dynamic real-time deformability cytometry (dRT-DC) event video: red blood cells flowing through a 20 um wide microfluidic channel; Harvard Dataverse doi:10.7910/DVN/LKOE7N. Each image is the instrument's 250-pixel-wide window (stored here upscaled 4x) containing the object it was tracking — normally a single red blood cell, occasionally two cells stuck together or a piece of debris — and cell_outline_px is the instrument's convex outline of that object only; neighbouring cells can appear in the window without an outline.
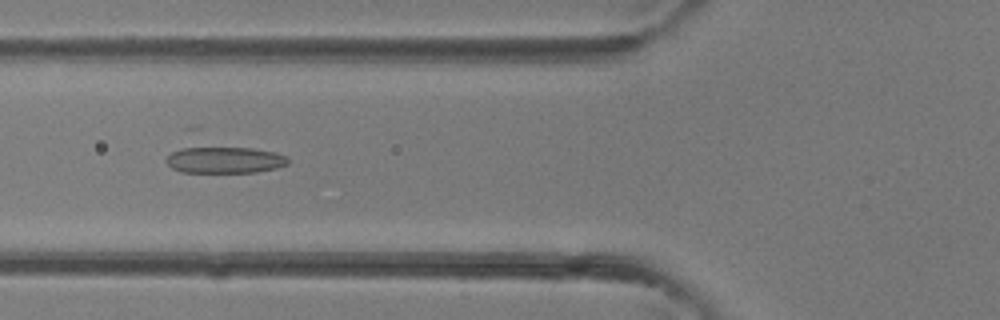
{"species": "common noctule bat (a hibernating species)", "species_latin": "Nyctalus noctula", "temperature_condition": "room temperature", "stored_images_in_passage": 11, "camera_frame_rate_fps": 3000, "um_per_image_px": 0.085, "animal": {"sex": "female"}, "frame": {"image": 1, "passage_image": 5, "time_ms": 1.333, "image_size_px": [1000, 320], "cell_outline_px": [[288, 164], [276, 168], [256, 172], [180, 172], [172, 168], [164, 160], [184, 128], [200, 124], [288, 156]], "centroid_in_image_um": [18.69, 13.02], "position_along_channel_um": 107.1, "area_um2": 28.32}}
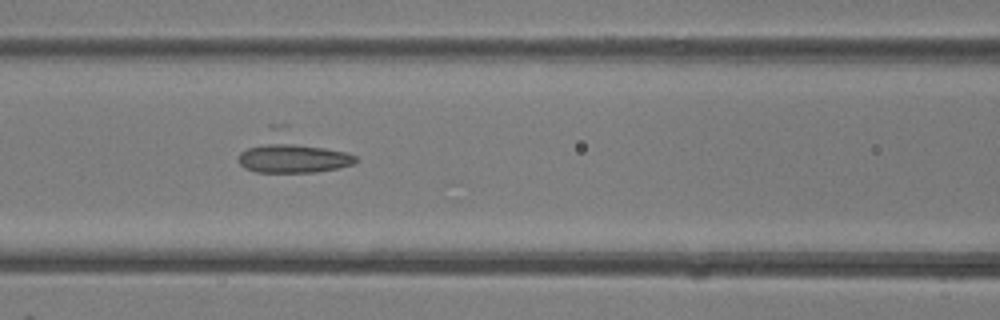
{"frame": {"image": 2, "passage_image": 7, "time_ms": 2.0, "image_size_px": [1000, 320], "cell_outline_px": [[360, 160], [356, 164], [340, 168], [316, 172], [256, 172], [244, 168], [236, 160], [240, 152], [268, 124], [288, 124], [348, 152], [356, 156]], "centroid_in_image_um": [24.82, 12.94], "position_along_channel_um": 141.8, "area_um2": 28.5}}